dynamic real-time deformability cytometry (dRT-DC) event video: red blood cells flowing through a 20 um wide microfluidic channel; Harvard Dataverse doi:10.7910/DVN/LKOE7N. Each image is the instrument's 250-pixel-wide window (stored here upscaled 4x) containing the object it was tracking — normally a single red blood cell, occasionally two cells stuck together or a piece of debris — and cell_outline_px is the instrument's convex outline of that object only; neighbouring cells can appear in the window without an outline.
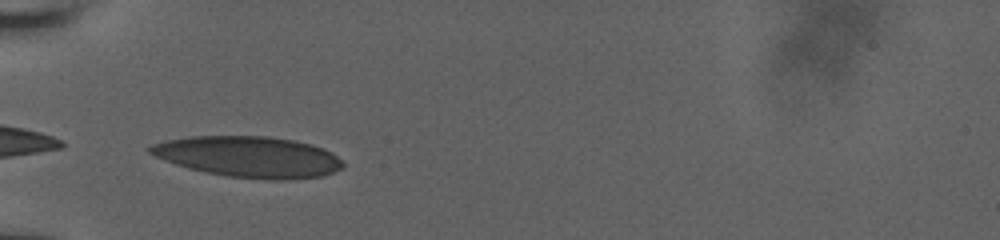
{"species": "human", "species_latin": "Homo sapiens", "temperature_condition": "room temperature", "stored_images_in_passage": 38, "camera_frame_rate_fps": 3000, "um_per_image_px": 0.085, "donor": {"sex": "male"}, "frame": {"image": 1, "passage_image": 1, "time_ms": 0.0, "image_size_px": [1000, 240], "cell_outline_px": [[344, 164], [340, 168], [324, 176], [288, 180], [272, 180], [224, 176], [204, 172], [188, 168], [164, 160], [148, 152], [148, 148], [152, 144], [168, 140], [192, 136], [268, 136], [292, 140], [312, 144], [324, 148], [332, 152]], "centroid_in_image_um": [21.15, 13.33], "position_along_channel_um": 63.9, "area_um2": 46.07}}
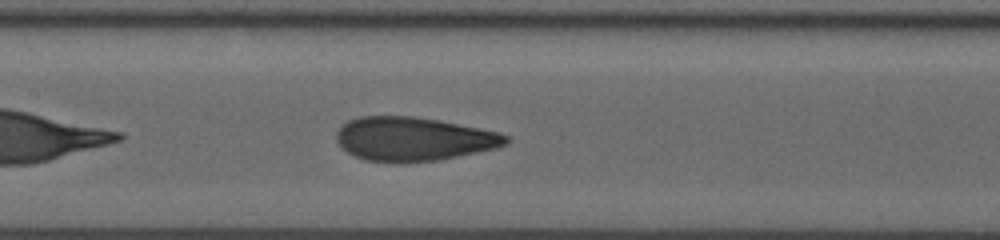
{"frame": {"image": 2, "passage_image": 17, "time_ms": 3.0, "image_size_px": [1000, 240], "cell_outline_px": [[508, 144], [496, 148], [440, 160], [400, 164], [364, 160], [348, 152], [336, 140], [336, 132], [348, 120], [360, 116], [412, 116], [436, 120], [496, 132], [508, 136]], "centroid_in_image_um": [35.11, 11.84], "position_along_channel_um": 172.3, "area_um2": 43.18}}
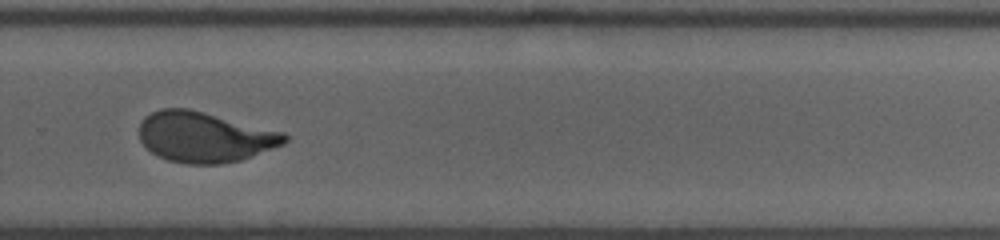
{"frame": {"image": 3, "passage_image": 37, "time_ms": 6.667, "image_size_px": [1000, 240], "cell_outline_px": [[288, 140], [284, 144], [240, 160], [220, 164], [188, 164], [168, 160], [156, 156], [140, 140], [140, 124], [144, 116], [160, 108], [188, 108], [284, 132], [288, 136]], "centroid_in_image_um": [17.38, 11.64], "position_along_channel_um": 312.4, "area_um2": 42.6}}